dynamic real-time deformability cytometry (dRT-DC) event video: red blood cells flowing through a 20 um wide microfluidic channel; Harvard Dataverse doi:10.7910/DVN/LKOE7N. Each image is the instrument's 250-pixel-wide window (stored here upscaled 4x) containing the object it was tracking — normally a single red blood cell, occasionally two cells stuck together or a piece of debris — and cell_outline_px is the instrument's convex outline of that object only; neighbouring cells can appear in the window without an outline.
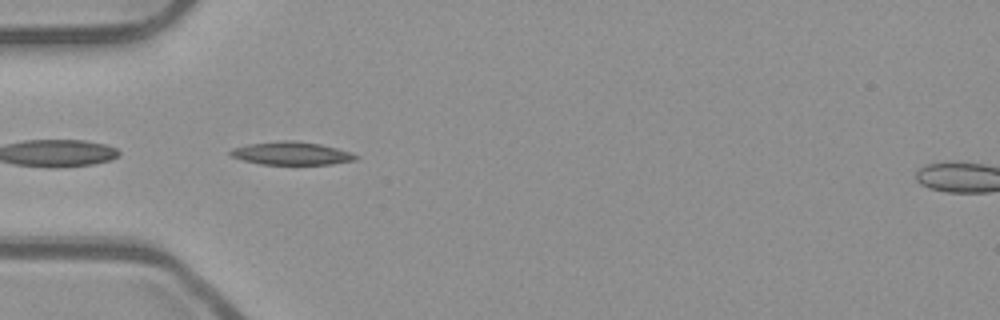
{"species": "common noctule bat (a hibernating species)", "species_latin": "Nyctalus noctula", "temperature_condition": "room temperature", "stored_images_in_passage": 13, "camera_frame_rate_fps": 3000, "um_per_image_px": 0.085, "animal": {"sex": "male", "body_mass_g": 23.1, "forearm_length_mm": 52.7}, "frame": {"image": 1, "passage_image": 1, "time_ms": 0.0, "image_size_px": [1000, 320], "cell_outline_px": [[360, 156], [356, 160], [332, 164], [260, 164], [244, 160], [232, 156], [228, 152], [232, 148], [248, 144], [280, 140], [296, 140], [320, 144], [352, 152]], "centroid_in_image_um": [24.8, 13.02], "position_along_channel_um": 60.2, "area_um2": 16.88}}
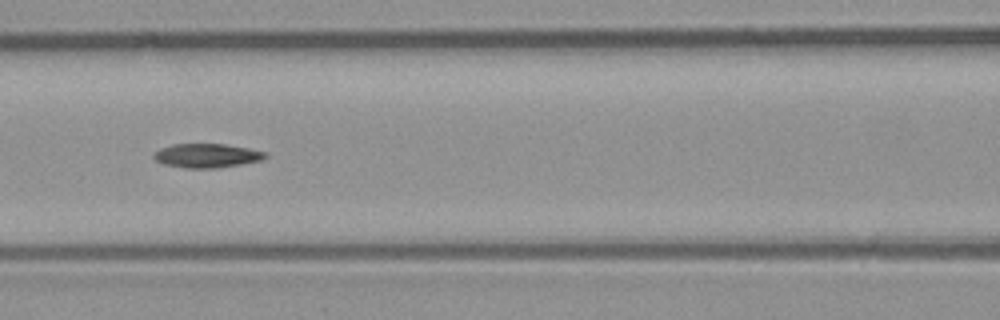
{"frame": {"image": 2, "passage_image": 8, "time_ms": 2.333, "image_size_px": [1000, 320], "cell_outline_px": [[268, 156], [260, 160], [240, 164], [216, 168], [188, 168], [164, 164], [156, 160], [152, 156], [160, 148], [172, 144], [224, 144], [248, 148], [264, 152]], "centroid_in_image_um": [17.55, 13.22], "position_along_channel_um": 149.0, "area_um2": 15.37}}
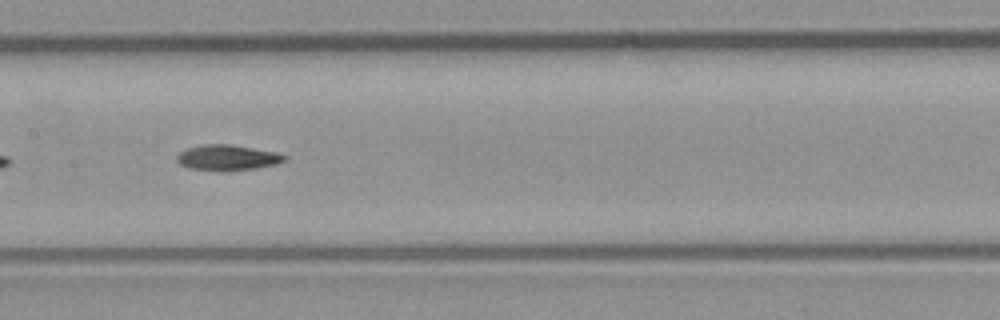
{"frame": {"image": 3, "passage_image": 11, "time_ms": 3.333, "image_size_px": [1000, 320], "cell_outline_px": [[288, 160], [276, 164], [256, 168], [220, 172], [188, 168], [180, 164], [176, 160], [176, 156], [180, 152], [188, 148], [204, 144], [228, 144], [276, 152], [288, 156]], "centroid_in_image_um": [19.33, 13.41], "position_along_channel_um": 188.1, "area_um2": 16.18}}